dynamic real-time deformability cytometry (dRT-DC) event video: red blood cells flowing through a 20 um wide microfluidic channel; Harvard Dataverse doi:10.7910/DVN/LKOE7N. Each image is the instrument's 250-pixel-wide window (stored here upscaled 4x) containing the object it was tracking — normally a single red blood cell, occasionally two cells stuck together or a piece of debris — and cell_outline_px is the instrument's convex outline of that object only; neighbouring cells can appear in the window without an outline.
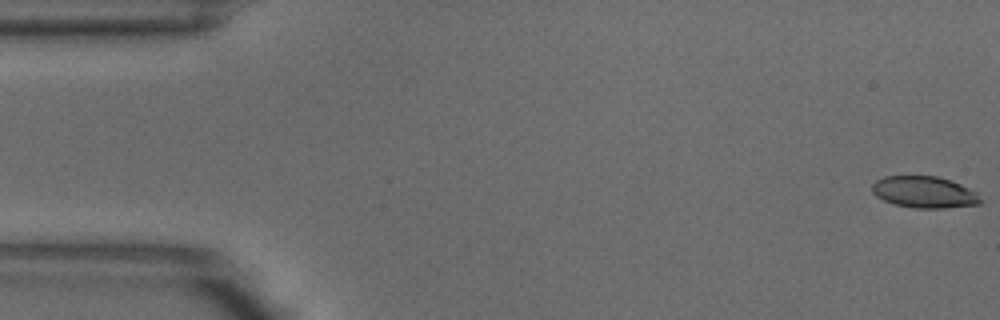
{"species": "common noctule bat (a hibernating species)", "species_latin": "Nyctalus noctula", "temperature_condition": "warm", "stored_images_in_passage": 5, "camera_frame_rate_fps": 3000, "um_per_image_px": 0.085, "animal": {"sex": "male", "body_mass_g": 18.8}, "frame": {"image": 1, "passage_image": 1, "time_ms": 0.0, "image_size_px": [1000, 320], "cell_outline_px": [[980, 204], [944, 208], [916, 208], [896, 204], [884, 200], [876, 196], [872, 192], [872, 184], [876, 180], [884, 176], [936, 176], [960, 184], [976, 192], [980, 200]], "centroid_in_image_um": [78.53, 16.33], "position_along_channel_um": 6.5, "area_um2": 19.71}}
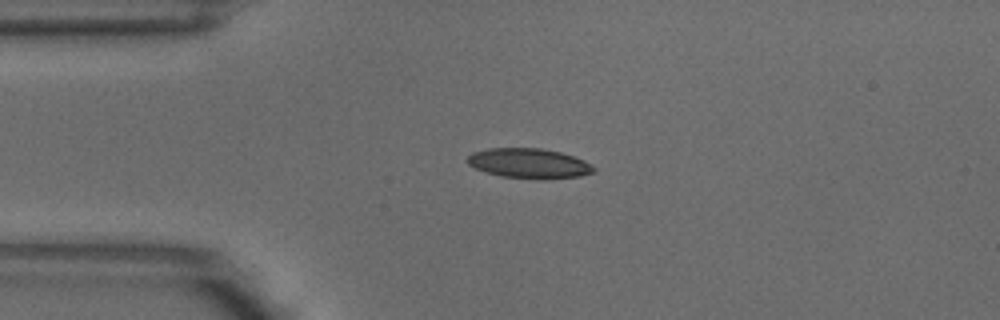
{"frame": {"image": 2, "passage_image": 4, "time_ms": 1.0, "image_size_px": [1000, 320], "cell_outline_px": [[596, 172], [580, 176], [544, 180], [500, 176], [476, 168], [468, 164], [468, 156], [472, 152], [488, 148], [540, 148], [560, 152], [584, 160], [596, 168]], "centroid_in_image_um": [45.0, 13.89], "position_along_channel_um": 40.0, "area_um2": 22.08}}
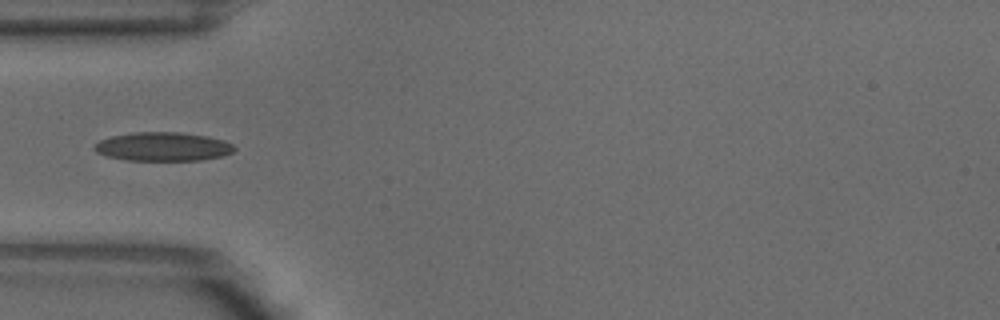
{"frame": {"image": 3, "passage_image": 5, "time_ms": 1.333, "image_size_px": [1000, 320], "cell_outline_px": [[236, 148], [232, 152], [224, 156], [200, 160], [128, 160], [108, 156], [96, 152], [92, 148], [100, 140], [112, 136], [136, 132], [180, 132], [208, 136], [224, 140], [232, 144]], "centroid_in_image_um": [13.88, 12.46], "position_along_channel_um": 71.1, "area_um2": 23.41}}